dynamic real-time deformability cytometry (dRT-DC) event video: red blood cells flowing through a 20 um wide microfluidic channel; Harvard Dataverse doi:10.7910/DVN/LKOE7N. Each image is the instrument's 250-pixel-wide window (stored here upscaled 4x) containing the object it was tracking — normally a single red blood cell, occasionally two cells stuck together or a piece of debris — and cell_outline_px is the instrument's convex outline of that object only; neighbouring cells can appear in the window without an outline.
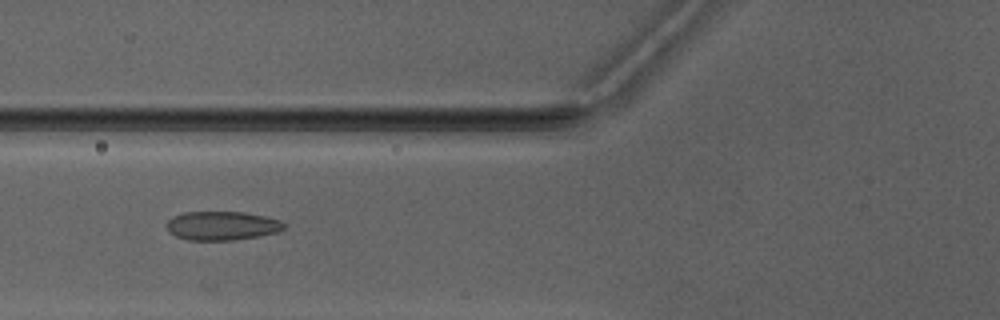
{"species": "Egyptian fruit bat (a non-hibernating species)", "species_latin": "Rousettus aegyptiacus", "temperature_condition": "warm", "stored_images_in_passage": 5, "camera_frame_rate_fps": 3000, "um_per_image_px": 0.085, "animal": {"sex": "male"}, "frame": {"image": 1, "passage_image": 5, "time_ms": 5.667, "image_size_px": [1000, 320], "cell_outline_px": [[284, 228], [276, 232], [260, 236], [232, 240], [188, 240], [176, 236], [168, 232], [168, 220], [172, 216], [184, 212], [244, 212], [264, 216], [280, 220], [284, 224]], "centroid_in_image_um": [18.85, 19.18], "position_along_channel_um": 107.0, "area_um2": 19.65}}